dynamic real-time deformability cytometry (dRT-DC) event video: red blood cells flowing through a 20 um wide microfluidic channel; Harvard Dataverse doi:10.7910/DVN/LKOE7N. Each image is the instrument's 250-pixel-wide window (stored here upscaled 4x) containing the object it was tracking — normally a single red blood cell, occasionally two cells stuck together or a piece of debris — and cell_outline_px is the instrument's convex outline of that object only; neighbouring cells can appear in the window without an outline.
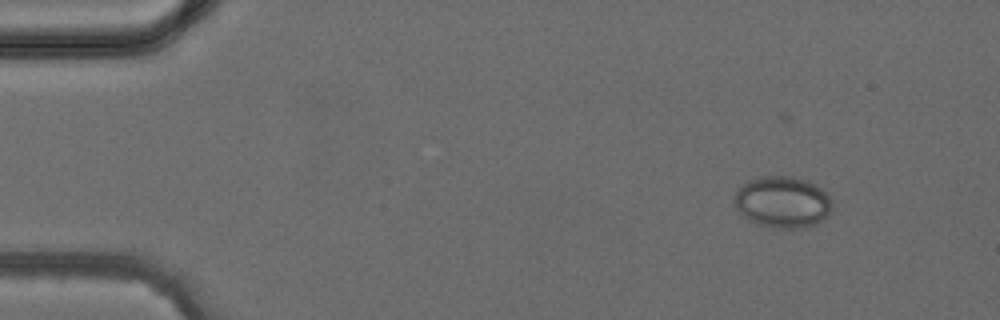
{"species": "common noctule bat (a hibernating species)", "species_latin": "Nyctalus noctula", "temperature_condition": "cold", "stored_images_in_passage": 4, "camera_frame_rate_fps": 3000, "um_per_image_px": 0.085, "animal": {"sex": "female", "body_mass_g": 24.6, "forearm_length_mm": 56.2}, "frame": {"image": 1, "passage_image": 1, "time_ms": 0.0, "image_size_px": [1000, 320], "cell_outline_px": [[832, 200], [828, 216], [824, 220], [816, 224], [804, 228], [772, 228], [756, 224], [748, 220], [736, 208], [732, 200], [732, 196], [748, 180], [760, 176], [792, 176], [808, 180], [816, 184], [828, 192]], "centroid_in_image_um": [66.53, 17.17], "position_along_channel_um": 18.5, "area_um2": 29.94}}
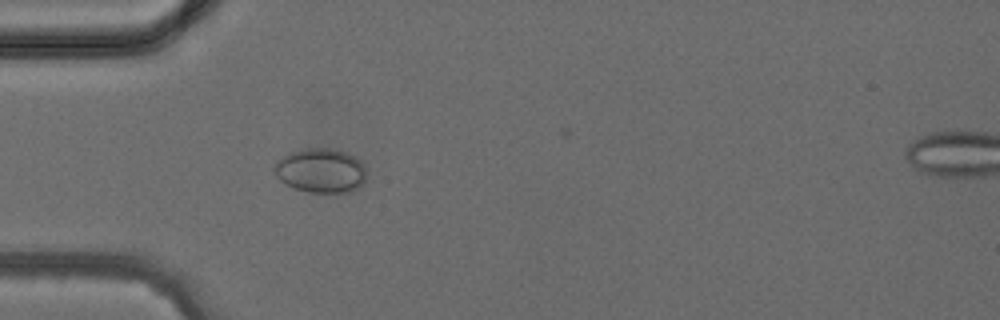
{"frame": {"image": 2, "passage_image": 3, "time_ms": 2.667, "image_size_px": [1000, 320], "cell_outline_px": [[364, 180], [352, 192], [308, 192], [296, 188], [280, 180], [276, 176], [272, 168], [276, 160], [288, 152], [304, 148], [328, 148], [348, 152], [360, 160], [364, 168]], "centroid_in_image_um": [27.21, 14.47], "position_along_channel_um": 57.8, "area_um2": 23.81}}